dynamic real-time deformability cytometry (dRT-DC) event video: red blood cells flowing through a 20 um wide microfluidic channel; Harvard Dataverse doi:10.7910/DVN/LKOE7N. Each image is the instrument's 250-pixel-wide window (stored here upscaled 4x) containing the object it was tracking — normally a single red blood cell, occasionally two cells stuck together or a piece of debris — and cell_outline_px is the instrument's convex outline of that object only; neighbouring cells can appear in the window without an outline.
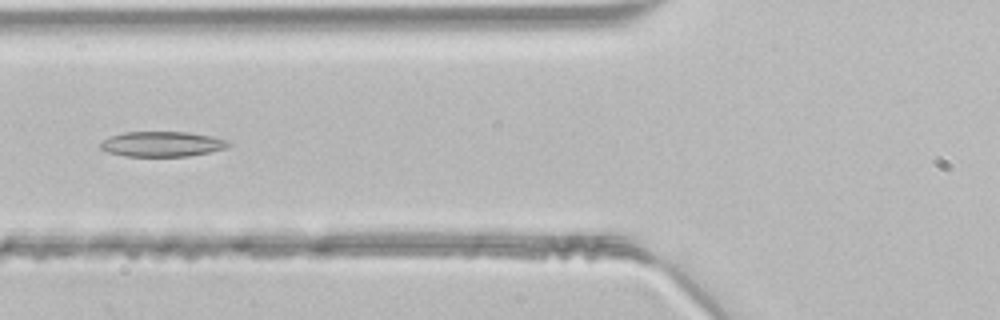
{"species": "common noctule bat (a hibernating species)", "species_latin": "Nyctalus noctula", "temperature_condition": "room temperature", "stored_images_in_passage": 46, "camera_frame_rate_fps": 3000, "um_per_image_px": 0.085, "animal": {"sex": "male", "body_mass_g": 21.5, "forearm_length_mm": 52.0}, "frame": {"image": 1, "passage_image": 17, "time_ms": 5.333, "image_size_px": [1000, 320], "cell_outline_px": [[232, 144], [228, 148], [188, 156], [124, 156], [108, 152], [100, 148], [100, 144], [104, 140], [112, 136], [124, 132], [188, 132], [208, 136], [224, 140]], "centroid_in_image_um": [13.77, 12.25], "position_along_channel_um": 112.0, "area_um2": 18.5}}
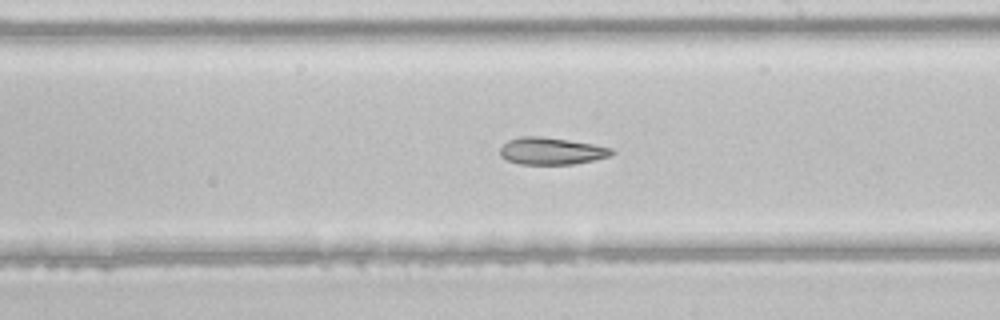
{"frame": {"image": 2, "passage_image": 26, "time_ms": 8.333, "image_size_px": [1000, 320], "cell_outline_px": [[616, 152], [608, 156], [592, 160], [572, 164], [520, 164], [508, 160], [500, 156], [500, 148], [508, 140], [520, 136], [540, 136], [568, 140], [592, 144], [612, 148]], "centroid_in_image_um": [46.84, 12.83], "position_along_channel_um": 242.2, "area_um2": 17.46}}
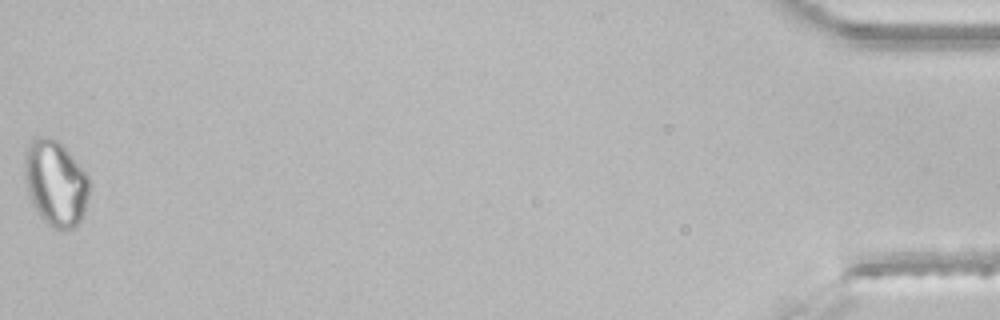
{"frame": {"image": 3, "passage_image": 46, "time_ms": 15.0, "image_size_px": [1000, 320], "cell_outline_px": [[88, 196], [84, 212], [80, 220], [72, 228], [64, 232], [48, 224], [40, 216], [28, 192], [28, 148], [32, 140], [36, 136], [48, 136], [56, 140], [64, 148], [88, 176]], "centroid_in_image_um": [4.78, 15.61], "position_along_channel_um": 430.4, "area_um2": 30.81}}